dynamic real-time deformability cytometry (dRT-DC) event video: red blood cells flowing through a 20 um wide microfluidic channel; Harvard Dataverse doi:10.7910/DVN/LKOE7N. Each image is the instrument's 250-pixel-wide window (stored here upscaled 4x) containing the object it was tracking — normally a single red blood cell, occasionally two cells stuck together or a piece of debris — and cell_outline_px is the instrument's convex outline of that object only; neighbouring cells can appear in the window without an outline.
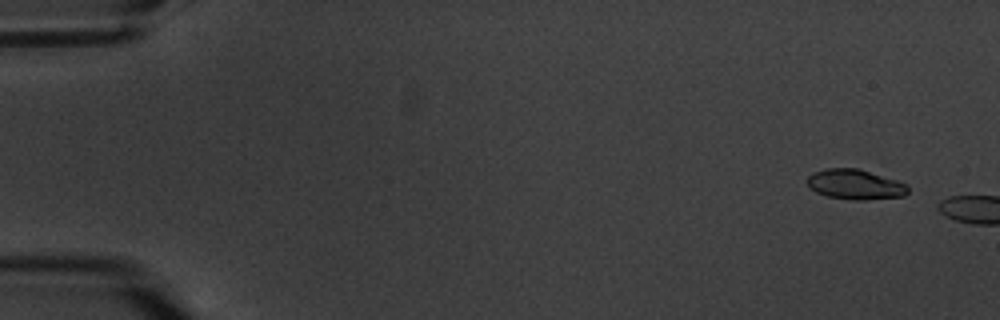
{"species": "common noctule bat (a hibernating species)", "species_latin": "Nyctalus noctula", "temperature_condition": "warm", "stored_images_in_passage": 2, "camera_frame_rate_fps": 3000, "um_per_image_px": 0.085, "animal": {"sex": "male", "body_mass_g": 20.1, "forearm_length_mm": 53.5}, "frame": {"image": 1, "passage_image": 1, "time_ms": 0.0, "image_size_px": [1000, 320], "cell_outline_px": [[908, 192], [904, 196], [864, 200], [852, 200], [828, 196], [816, 192], [808, 184], [808, 176], [812, 172], [828, 168], [860, 168], [908, 184]], "centroid_in_image_um": [72.71, 15.67], "position_along_channel_um": 12.3, "area_um2": 17.63}}